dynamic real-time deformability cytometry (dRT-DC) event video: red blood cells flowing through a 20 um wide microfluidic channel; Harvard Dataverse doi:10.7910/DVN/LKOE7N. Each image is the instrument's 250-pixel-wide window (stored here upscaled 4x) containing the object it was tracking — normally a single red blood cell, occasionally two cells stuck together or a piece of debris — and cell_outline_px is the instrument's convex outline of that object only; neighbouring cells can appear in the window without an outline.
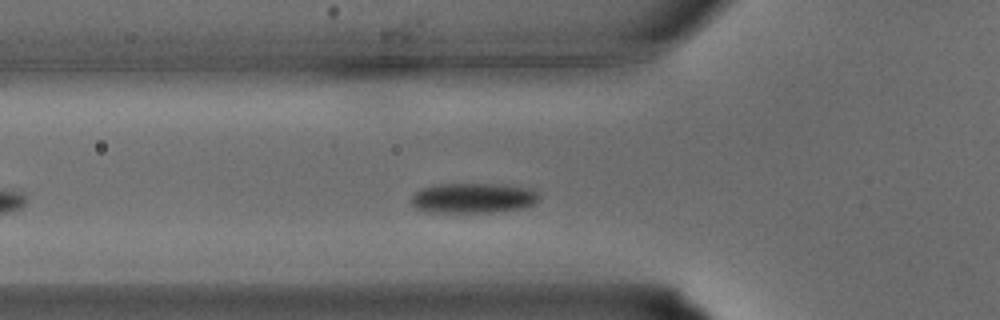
{"species": "common noctule bat (a hibernating species)", "species_latin": "Nyctalus noctula", "temperature_condition": "warm", "stored_images_in_passage": 23, "camera_frame_rate_fps": 3000, "um_per_image_px": 0.085, "animal": {"sex": "male", "body_mass_g": 15.6}, "frame": {"image": 1, "passage_image": 4, "time_ms": 1.0, "image_size_px": [1000, 320], "cell_outline_px": [[540, 196], [532, 204], [520, 208], [496, 212], [428, 212], [416, 208], [412, 204], [412, 196], [420, 188], [440, 184], [500, 184], [532, 188]], "centroid_in_image_um": [40.2, 16.83], "position_along_channel_um": 85.6, "area_um2": 22.31}}
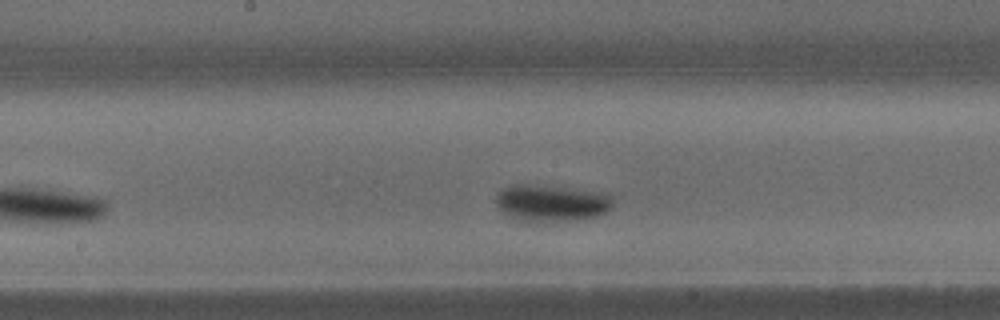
{"frame": {"image": 2, "passage_image": 10, "time_ms": 3.0, "image_size_px": [1000, 320], "cell_outline_px": [[612, 208], [608, 212], [600, 216], [584, 220], [536, 224], [528, 224], [504, 212], [496, 204], [496, 192], [500, 188], [516, 184], [528, 184], [608, 192], [612, 196]], "centroid_in_image_um": [46.92, 17.29], "position_along_channel_um": 201.3, "area_um2": 26.18}}
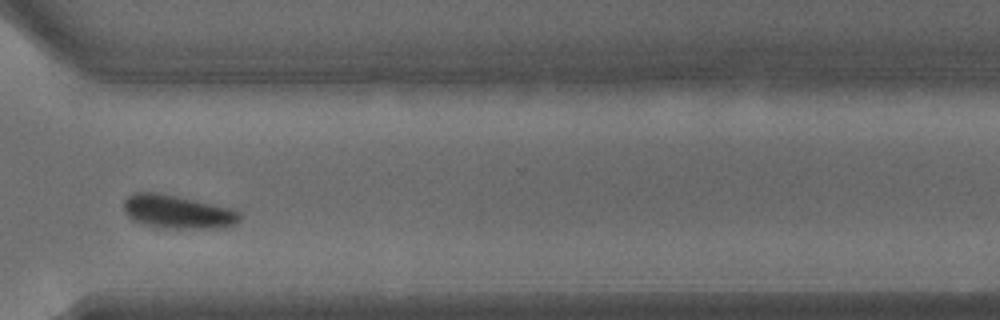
{"frame": {"image": 3, "passage_image": 18, "time_ms": 5.667, "image_size_px": [1000, 320], "cell_outline_px": [[240, 220], [232, 224], [216, 228], [164, 228], [144, 224], [128, 216], [124, 212], [124, 200], [128, 196], [136, 192], [156, 192], [176, 196], [232, 208], [240, 212]], "centroid_in_image_um": [15.08, 17.99], "position_along_channel_um": 355.5, "area_um2": 22.31}}